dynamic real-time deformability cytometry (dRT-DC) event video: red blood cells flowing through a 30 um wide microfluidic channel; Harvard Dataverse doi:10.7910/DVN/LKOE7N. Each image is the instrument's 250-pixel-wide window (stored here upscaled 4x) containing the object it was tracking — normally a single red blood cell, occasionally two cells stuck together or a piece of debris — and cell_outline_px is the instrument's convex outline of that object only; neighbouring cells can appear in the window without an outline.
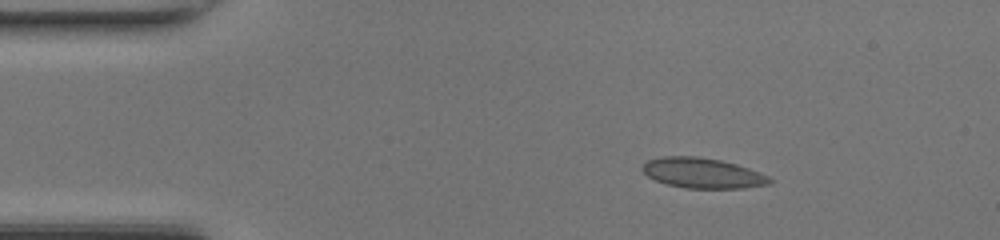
{"species": "common noctule bat (a hibernating species)", "species_latin": "Nyctalus noctula", "temperature_condition": "room temperature", "stored_images_in_passage": 46, "camera_frame_rate_fps": 3000, "um_per_image_px": 0.085, "animal": {"sex": "female", "body_mass_g": 17.0, "forearm_length_mm": 48.0}, "frame": {"image": 1, "passage_image": 6, "time_ms": 1.667, "image_size_px": [1000, 240], "cell_outline_px": [[772, 184], [744, 188], [684, 188], [668, 184], [656, 180], [648, 176], [640, 168], [648, 160], [664, 156], [696, 156], [720, 160], [736, 164], [748, 168], [768, 176], [772, 180]], "centroid_in_image_um": [59.73, 14.71], "position_along_channel_um": 25.3, "area_um2": 22.31}}
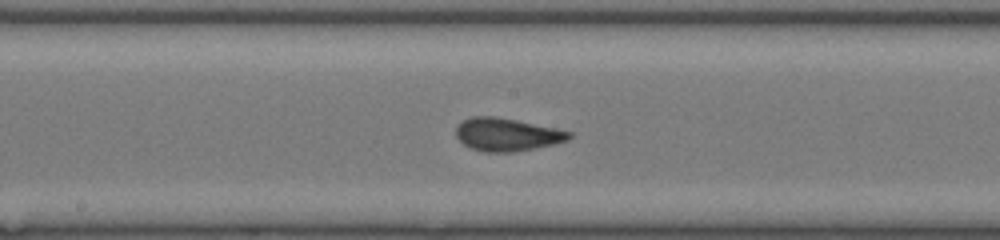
{"frame": {"image": 2, "passage_image": 23, "time_ms": 7.333, "image_size_px": [1000, 240], "cell_outline_px": [[572, 136], [568, 140], [556, 144], [536, 148], [512, 152], [484, 152], [472, 148], [464, 144], [456, 136], [456, 128], [464, 120], [472, 116], [492, 116], [516, 120], [556, 128], [572, 132]], "centroid_in_image_um": [43.12, 11.44], "position_along_channel_um": 205.1, "area_um2": 21.62}}
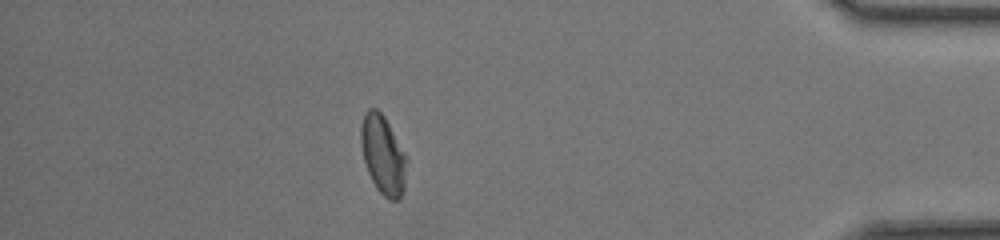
{"frame": {"image": 3, "passage_image": 40, "time_ms": 13.0, "image_size_px": [1000, 240], "cell_outline_px": [[408, 160], [404, 188], [400, 200], [388, 200], [376, 188], [368, 172], [364, 160], [360, 140], [360, 124], [364, 112], [368, 108], [376, 108], [384, 116], [408, 156]], "centroid_in_image_um": [32.57, 13.15], "position_along_channel_um": 402.6, "area_um2": 21.44}, "authors_computed_cell_mechanics": {"area_um2": 21.7039, "velocity_mm_per_s": 4.3476, "shape_relaxation_time_tau1_ms": 4.5848, "shape_relaxation_time_tau2_ms": 0.6637, "deformation_change_tau1": 0.1469, "deformation_change_tau2": 0.0531}}